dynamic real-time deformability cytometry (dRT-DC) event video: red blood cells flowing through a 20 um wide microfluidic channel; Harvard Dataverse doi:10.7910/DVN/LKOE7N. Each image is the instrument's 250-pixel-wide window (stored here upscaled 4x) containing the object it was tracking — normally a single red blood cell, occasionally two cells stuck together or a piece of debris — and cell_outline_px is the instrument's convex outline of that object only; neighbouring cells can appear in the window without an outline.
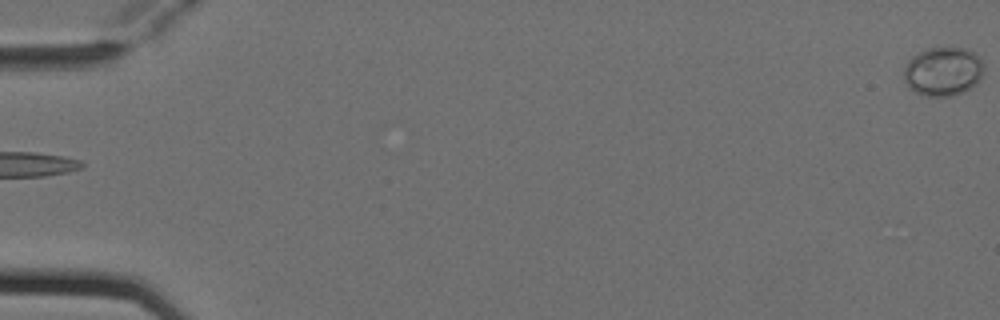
{"species": "Egyptian fruit bat (a non-hibernating species)", "species_latin": "Rousettus aegyptiacus", "temperature_condition": "cold", "stored_images_in_passage": 6, "camera_frame_rate_fps": 3000, "um_per_image_px": 0.085, "animal": {"sex": "female"}, "frame": {"image": 1, "passage_image": 6, "time_ms": 1.667, "image_size_px": [1000, 320], "cell_outline_px": [[984, 68], [980, 80], [976, 84], [952, 96], [924, 96], [908, 88], [904, 80], [904, 68], [908, 60], [912, 56], [928, 48], [964, 48], [972, 52], [980, 60]], "centroid_in_image_um": [80.12, 6.08], "position_along_channel_um": 4.9, "area_um2": 22.6}}